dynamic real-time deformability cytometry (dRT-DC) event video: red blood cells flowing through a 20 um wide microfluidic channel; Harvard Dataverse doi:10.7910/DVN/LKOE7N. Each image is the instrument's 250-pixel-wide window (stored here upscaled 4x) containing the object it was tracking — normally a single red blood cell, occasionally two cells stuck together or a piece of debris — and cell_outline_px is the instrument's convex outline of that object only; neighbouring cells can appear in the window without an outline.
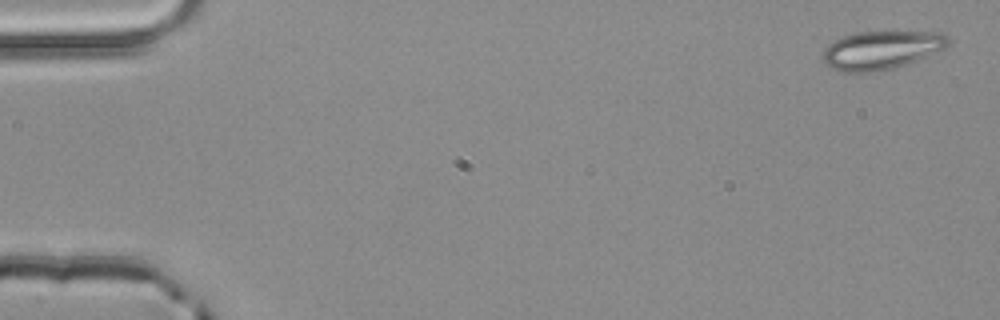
{"species": "common noctule bat (a hibernating species)", "species_latin": "Nyctalus noctula", "temperature_condition": "room temperature", "stored_images_in_passage": 5, "segment_of_instrument_passage": [1, 2], "camera_frame_rate_fps": 3000, "um_per_image_px": 0.085, "animal": {"sex": "male", "body_mass_g": 20.4}, "frame": {"image": 1, "passage_image": 1, "time_ms": 0.0, "image_size_px": [1000, 320], "cell_outline_px": [[948, 44], [944, 48], [916, 60], [896, 68], [872, 72], [844, 72], [832, 68], [824, 60], [824, 48], [828, 44], [840, 36], [856, 32], [940, 32], [948, 36]], "centroid_in_image_um": [74.89, 4.25], "position_along_channel_um": 10.1, "area_um2": 27.86}}
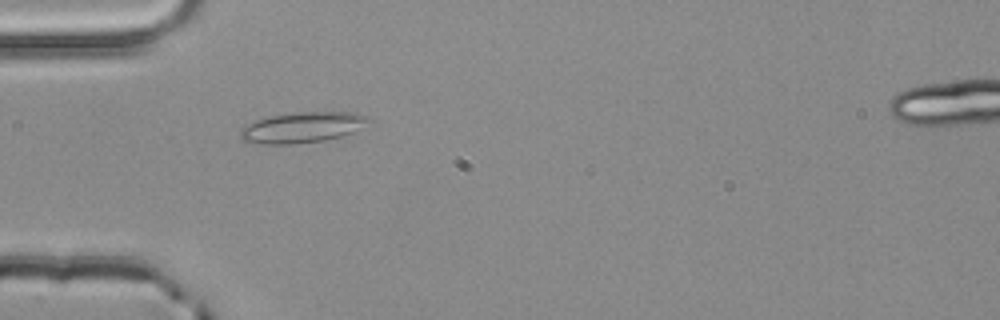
{"frame": {"image": 2, "passage_image": 4, "time_ms": 1.0, "image_size_px": [1000, 320], "cell_outline_px": [[372, 120], [356, 132], [324, 140], [292, 144], [264, 144], [244, 140], [240, 136], [240, 132], [248, 124], [256, 120], [268, 116], [300, 112], [356, 112], [368, 116]], "centroid_in_image_um": [25.78, 10.82], "position_along_channel_um": 59.2, "area_um2": 22.83}}